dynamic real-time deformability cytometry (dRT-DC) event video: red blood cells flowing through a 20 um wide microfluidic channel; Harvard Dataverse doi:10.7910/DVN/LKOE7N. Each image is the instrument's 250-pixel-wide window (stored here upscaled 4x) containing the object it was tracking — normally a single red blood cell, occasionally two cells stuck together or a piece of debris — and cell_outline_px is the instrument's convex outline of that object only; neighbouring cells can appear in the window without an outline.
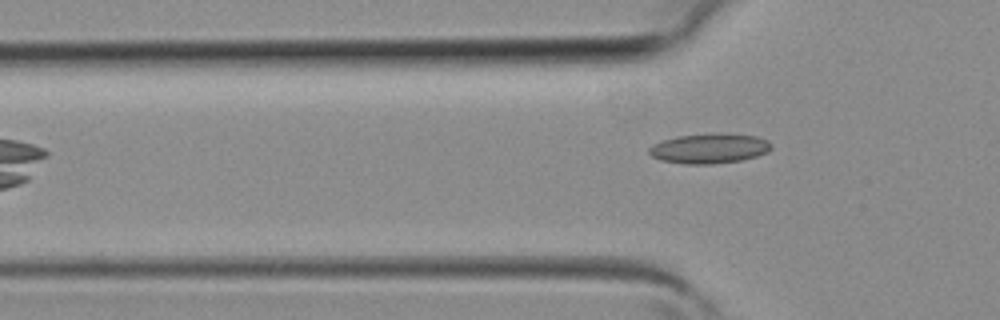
{"species": "common noctule bat (a hibernating species)", "species_latin": "Nyctalus noctula", "temperature_condition": "room temperature", "stored_images_in_passage": 4, "camera_frame_rate_fps": 3000, "um_per_image_px": 0.085, "animal": {"sex": "female", "body_mass_g": 19.3, "forearm_length_mm": 54.1}, "frame": {"image": 1, "passage_image": 4, "time_ms": 1.0, "image_size_px": [1000, 320], "cell_outline_px": [[772, 148], [768, 152], [756, 156], [740, 160], [712, 164], [684, 164], [660, 160], [652, 156], [648, 152], [648, 148], [664, 140], [676, 136], [756, 136], [768, 140], [772, 144]], "centroid_in_image_um": [60.28, 12.67], "position_along_channel_um": 65.5, "area_um2": 20.29}}